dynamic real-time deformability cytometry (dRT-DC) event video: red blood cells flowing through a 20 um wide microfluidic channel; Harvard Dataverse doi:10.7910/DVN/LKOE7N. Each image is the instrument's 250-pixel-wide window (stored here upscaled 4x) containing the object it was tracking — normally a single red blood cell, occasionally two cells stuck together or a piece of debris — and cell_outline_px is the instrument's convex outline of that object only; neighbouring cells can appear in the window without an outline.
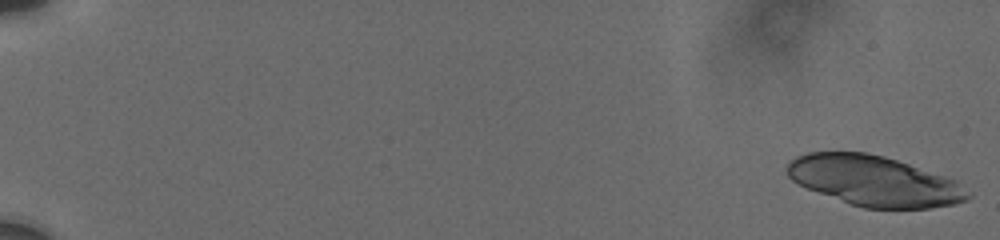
{"species": "human", "species_latin": "Homo sapiens", "temperature_condition": "cold", "stored_images_in_passage": 45, "segment_of_instrument_passage": [1, 2], "camera_frame_rate_fps": 3000, "um_per_image_px": 0.085, "donor": {"sex": "male"}, "frame": {"image": 1, "passage_image": 1, "time_ms": 0.0, "image_size_px": [1000, 240], "cell_outline_px": [[972, 196], [968, 200], [956, 204], [928, 208], [864, 208], [852, 204], [808, 188], [792, 180], [788, 176], [788, 164], [796, 156], [808, 152], [868, 152], [884, 156], [956, 180], [972, 192]], "centroid_in_image_um": [74.37, 15.38], "position_along_channel_um": 10.6, "area_um2": 52.48}}
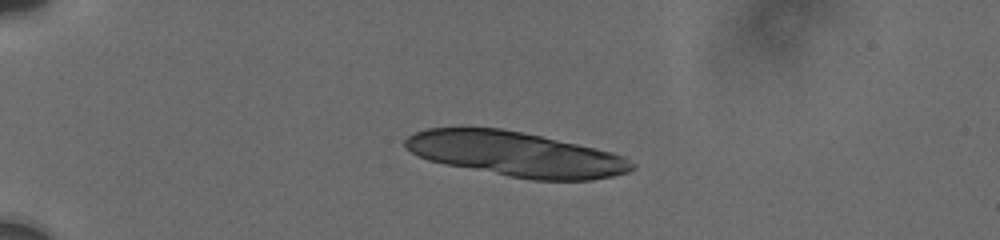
{"frame": {"image": 2, "passage_image": 12, "time_ms": 4.667, "image_size_px": [1000, 240], "cell_outline_px": [[636, 168], [628, 172], [612, 176], [592, 180], [532, 180], [508, 176], [444, 164], [428, 160], [404, 148], [404, 140], [408, 136], [416, 132], [428, 128], [500, 128], [524, 132], [612, 152], [624, 156], [636, 164]], "centroid_in_image_um": [43.86, 13.11], "position_along_channel_um": 41.1, "area_um2": 58.96}}